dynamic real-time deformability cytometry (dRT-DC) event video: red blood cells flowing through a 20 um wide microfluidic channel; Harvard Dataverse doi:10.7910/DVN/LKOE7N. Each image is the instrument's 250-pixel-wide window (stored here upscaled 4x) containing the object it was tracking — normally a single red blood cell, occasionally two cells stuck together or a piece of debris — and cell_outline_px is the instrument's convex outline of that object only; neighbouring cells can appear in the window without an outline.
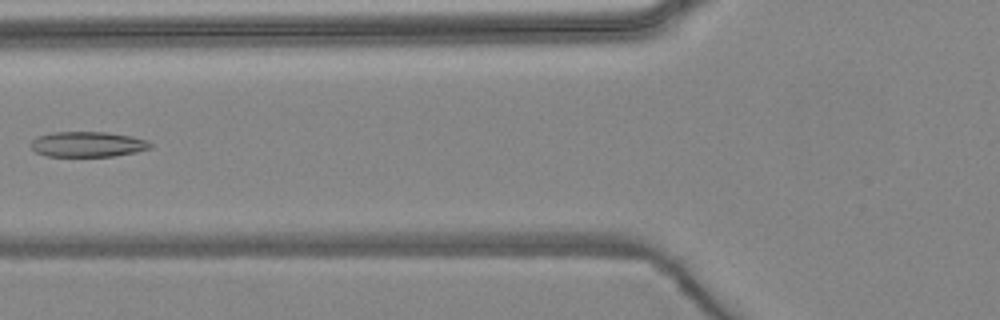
{"species": "common noctule bat (a hibernating species)", "species_latin": "Nyctalus noctula", "temperature_condition": "warm", "stored_images_in_passage": 6, "camera_frame_rate_fps": 3000, "um_per_image_px": 0.085, "animal": {"sex": "female", "body_mass_g": 24.6, "forearm_length_mm": 56.2}, "frame": {"image": 1, "passage_image": 6, "time_ms": 6.333, "image_size_px": [1000, 320], "cell_outline_px": [[152, 148], [136, 152], [112, 156], [48, 156], [36, 152], [32, 148], [32, 140], [36, 136], [52, 132], [104, 132], [132, 136], [148, 140], [152, 144]], "centroid_in_image_um": [7.48, 12.26], "position_along_channel_um": 118.3, "area_um2": 17.63}}